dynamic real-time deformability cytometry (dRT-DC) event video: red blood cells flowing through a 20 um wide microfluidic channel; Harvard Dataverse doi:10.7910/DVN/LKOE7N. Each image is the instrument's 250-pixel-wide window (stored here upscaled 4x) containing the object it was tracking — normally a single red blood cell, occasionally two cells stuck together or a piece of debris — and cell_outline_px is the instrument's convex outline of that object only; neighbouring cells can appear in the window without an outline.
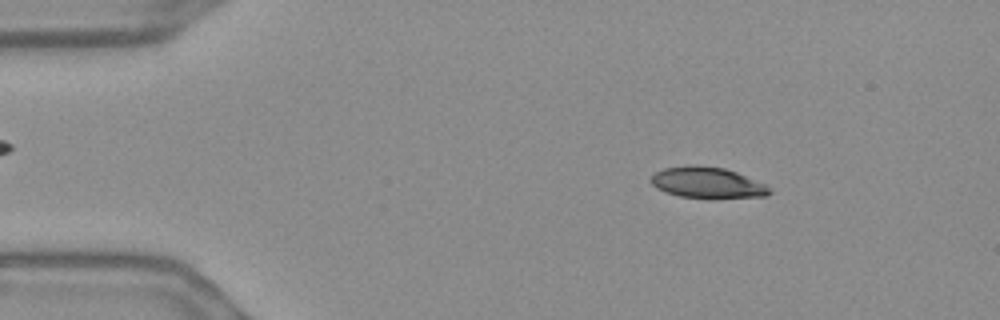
{"species": "Egyptian fruit bat (a non-hibernating species)", "species_latin": "Rousettus aegyptiacus", "temperature_condition": "warm", "stored_images_in_passage": 55, "camera_frame_rate_fps": 3000, "um_per_image_px": 0.085, "frame": {"image": 1, "passage_image": 8, "time_ms": 2.333, "image_size_px": [1000, 320], "cell_outline_px": [[772, 192], [764, 196], [716, 200], [712, 200], [680, 196], [656, 188], [652, 184], [652, 176], [656, 172], [664, 168], [688, 164], [724, 168], [736, 172], [764, 184]], "centroid_in_image_um": [60.13, 15.55], "position_along_channel_um": 24.9, "area_um2": 21.68}}
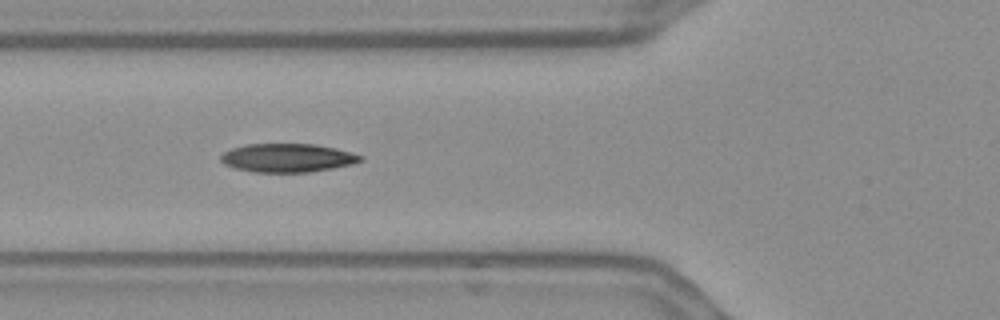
{"frame": {"image": 2, "passage_image": 20, "time_ms": 6.333, "image_size_px": [1000, 320], "cell_outline_px": [[364, 160], [352, 164], [332, 168], [308, 172], [252, 172], [236, 168], [224, 164], [220, 160], [220, 156], [224, 152], [232, 148], [244, 144], [316, 144], [336, 148], [364, 156]], "centroid_in_image_um": [24.44, 13.41], "position_along_channel_um": 101.4, "area_um2": 23.29}}
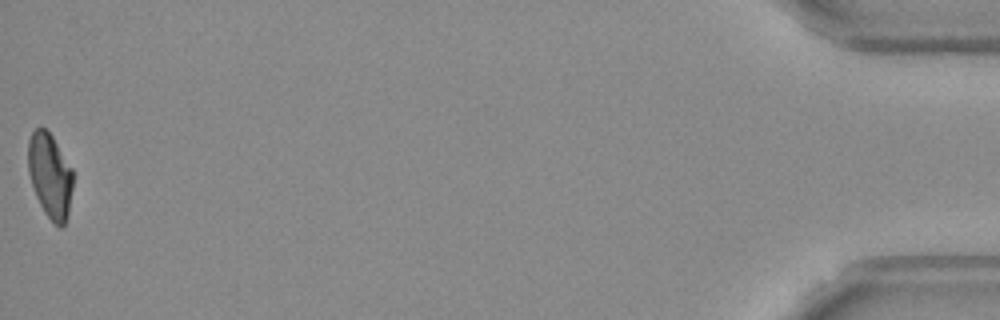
{"frame": {"image": 3, "passage_image": 55, "time_ms": 18.0, "image_size_px": [1000, 320], "cell_outline_px": [[72, 188], [68, 216], [64, 224], [60, 228], [44, 212], [36, 196], [28, 172], [28, 140], [32, 132], [36, 128], [44, 128], [52, 136], [72, 168]], "centroid_in_image_um": [4.24, 14.92], "position_along_channel_um": 431.0, "area_um2": 21.91}, "authors_computed_cell_mechanics": {"area_um2": 22.8888, "velocity_mm_per_s": 3.6748, "shape_relaxation_time_tau1_ms": 5.1469, "shape_relaxation_time_tau2_ms": 2.2082, "deformation_change_tau1": 0.1857, "deformation_change_tau2": 0.0802}}